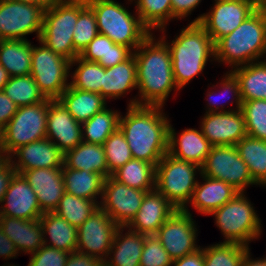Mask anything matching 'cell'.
I'll return each instance as SVG.
<instances>
[{
    "label": "cell",
    "mask_w": 266,
    "mask_h": 266,
    "mask_svg": "<svg viewBox=\"0 0 266 266\" xmlns=\"http://www.w3.org/2000/svg\"><path fill=\"white\" fill-rule=\"evenodd\" d=\"M209 12L200 14L198 22L215 43L233 32L257 7L248 0H214Z\"/></svg>",
    "instance_id": "14"
},
{
    "label": "cell",
    "mask_w": 266,
    "mask_h": 266,
    "mask_svg": "<svg viewBox=\"0 0 266 266\" xmlns=\"http://www.w3.org/2000/svg\"><path fill=\"white\" fill-rule=\"evenodd\" d=\"M10 76L6 69L0 64V91H3L4 86L8 82Z\"/></svg>",
    "instance_id": "57"
},
{
    "label": "cell",
    "mask_w": 266,
    "mask_h": 266,
    "mask_svg": "<svg viewBox=\"0 0 266 266\" xmlns=\"http://www.w3.org/2000/svg\"><path fill=\"white\" fill-rule=\"evenodd\" d=\"M109 176L132 159L130 147L123 132L118 128L103 144Z\"/></svg>",
    "instance_id": "44"
},
{
    "label": "cell",
    "mask_w": 266,
    "mask_h": 266,
    "mask_svg": "<svg viewBox=\"0 0 266 266\" xmlns=\"http://www.w3.org/2000/svg\"><path fill=\"white\" fill-rule=\"evenodd\" d=\"M215 62L231 69L266 58V10L257 8L233 32L214 43Z\"/></svg>",
    "instance_id": "4"
},
{
    "label": "cell",
    "mask_w": 266,
    "mask_h": 266,
    "mask_svg": "<svg viewBox=\"0 0 266 266\" xmlns=\"http://www.w3.org/2000/svg\"><path fill=\"white\" fill-rule=\"evenodd\" d=\"M133 89H137V68L134 54L115 66L103 67L102 96L106 100L120 99Z\"/></svg>",
    "instance_id": "27"
},
{
    "label": "cell",
    "mask_w": 266,
    "mask_h": 266,
    "mask_svg": "<svg viewBox=\"0 0 266 266\" xmlns=\"http://www.w3.org/2000/svg\"><path fill=\"white\" fill-rule=\"evenodd\" d=\"M151 33L133 52L137 68L138 95L128 106H165L172 90L180 91L174 79L169 47ZM138 96V97H137Z\"/></svg>",
    "instance_id": "1"
},
{
    "label": "cell",
    "mask_w": 266,
    "mask_h": 266,
    "mask_svg": "<svg viewBox=\"0 0 266 266\" xmlns=\"http://www.w3.org/2000/svg\"><path fill=\"white\" fill-rule=\"evenodd\" d=\"M250 248L246 251L240 266H266V257L263 256V258H256L252 259V254L250 252Z\"/></svg>",
    "instance_id": "55"
},
{
    "label": "cell",
    "mask_w": 266,
    "mask_h": 266,
    "mask_svg": "<svg viewBox=\"0 0 266 266\" xmlns=\"http://www.w3.org/2000/svg\"><path fill=\"white\" fill-rule=\"evenodd\" d=\"M121 112L105 108L82 123V140L103 145L106 139L119 128Z\"/></svg>",
    "instance_id": "37"
},
{
    "label": "cell",
    "mask_w": 266,
    "mask_h": 266,
    "mask_svg": "<svg viewBox=\"0 0 266 266\" xmlns=\"http://www.w3.org/2000/svg\"><path fill=\"white\" fill-rule=\"evenodd\" d=\"M98 207L99 204L94 200L76 197L65 192L54 212L78 228Z\"/></svg>",
    "instance_id": "41"
},
{
    "label": "cell",
    "mask_w": 266,
    "mask_h": 266,
    "mask_svg": "<svg viewBox=\"0 0 266 266\" xmlns=\"http://www.w3.org/2000/svg\"><path fill=\"white\" fill-rule=\"evenodd\" d=\"M222 77L223 78H222L220 83H217V85H215V86L212 85L213 89H215L216 87H219V89H221V90H217V91L215 90V92H214V90H212V88H211L210 90L208 89V91L206 93V96H207V98H206V100H207L206 105L207 106L206 107L207 108H206L205 113L228 112V111H233V110H241L243 101H242V97H241V91L239 88L238 80L235 78V76L229 70ZM216 92H218L219 95ZM225 93H226V95L231 94V97L233 98L234 101H230L229 97L227 100L230 101L231 104L234 102L236 108H233V109L228 108L226 110V108H224L225 107L224 104L218 105L220 102L218 100L220 99L222 94L225 95ZM215 95H218V96H216L217 98L214 97ZM224 98H226V97L224 96Z\"/></svg>",
    "instance_id": "43"
},
{
    "label": "cell",
    "mask_w": 266,
    "mask_h": 266,
    "mask_svg": "<svg viewBox=\"0 0 266 266\" xmlns=\"http://www.w3.org/2000/svg\"><path fill=\"white\" fill-rule=\"evenodd\" d=\"M201 167L179 160L166 153L156 165L155 189L174 207L184 209L190 202L199 181Z\"/></svg>",
    "instance_id": "8"
},
{
    "label": "cell",
    "mask_w": 266,
    "mask_h": 266,
    "mask_svg": "<svg viewBox=\"0 0 266 266\" xmlns=\"http://www.w3.org/2000/svg\"><path fill=\"white\" fill-rule=\"evenodd\" d=\"M44 9L12 0H0V40H28L26 35L35 32L39 40Z\"/></svg>",
    "instance_id": "12"
},
{
    "label": "cell",
    "mask_w": 266,
    "mask_h": 266,
    "mask_svg": "<svg viewBox=\"0 0 266 266\" xmlns=\"http://www.w3.org/2000/svg\"><path fill=\"white\" fill-rule=\"evenodd\" d=\"M140 266H172L173 259L155 235H146Z\"/></svg>",
    "instance_id": "47"
},
{
    "label": "cell",
    "mask_w": 266,
    "mask_h": 266,
    "mask_svg": "<svg viewBox=\"0 0 266 266\" xmlns=\"http://www.w3.org/2000/svg\"><path fill=\"white\" fill-rule=\"evenodd\" d=\"M146 192L126 186L109 176L105 178L99 206L118 226H127L136 216Z\"/></svg>",
    "instance_id": "16"
},
{
    "label": "cell",
    "mask_w": 266,
    "mask_h": 266,
    "mask_svg": "<svg viewBox=\"0 0 266 266\" xmlns=\"http://www.w3.org/2000/svg\"><path fill=\"white\" fill-rule=\"evenodd\" d=\"M248 249L246 245L226 242L205 246L204 266H240Z\"/></svg>",
    "instance_id": "42"
},
{
    "label": "cell",
    "mask_w": 266,
    "mask_h": 266,
    "mask_svg": "<svg viewBox=\"0 0 266 266\" xmlns=\"http://www.w3.org/2000/svg\"><path fill=\"white\" fill-rule=\"evenodd\" d=\"M0 205V216L30 220L43 215L36 193L19 173L12 177Z\"/></svg>",
    "instance_id": "18"
},
{
    "label": "cell",
    "mask_w": 266,
    "mask_h": 266,
    "mask_svg": "<svg viewBox=\"0 0 266 266\" xmlns=\"http://www.w3.org/2000/svg\"><path fill=\"white\" fill-rule=\"evenodd\" d=\"M132 54L133 51L129 47L116 44L106 35L98 33L79 57L86 61L98 62L104 68H108L124 62Z\"/></svg>",
    "instance_id": "31"
},
{
    "label": "cell",
    "mask_w": 266,
    "mask_h": 266,
    "mask_svg": "<svg viewBox=\"0 0 266 266\" xmlns=\"http://www.w3.org/2000/svg\"><path fill=\"white\" fill-rule=\"evenodd\" d=\"M159 31L164 33L159 37L169 47L174 79L179 90L203 72L207 61H215L214 42L198 22H190L170 43L166 38V29Z\"/></svg>",
    "instance_id": "3"
},
{
    "label": "cell",
    "mask_w": 266,
    "mask_h": 266,
    "mask_svg": "<svg viewBox=\"0 0 266 266\" xmlns=\"http://www.w3.org/2000/svg\"><path fill=\"white\" fill-rule=\"evenodd\" d=\"M32 43L29 40H0V64L10 77L30 75Z\"/></svg>",
    "instance_id": "34"
},
{
    "label": "cell",
    "mask_w": 266,
    "mask_h": 266,
    "mask_svg": "<svg viewBox=\"0 0 266 266\" xmlns=\"http://www.w3.org/2000/svg\"><path fill=\"white\" fill-rule=\"evenodd\" d=\"M0 228L20 253L32 254L44 245V235L39 219L26 220L0 216Z\"/></svg>",
    "instance_id": "24"
},
{
    "label": "cell",
    "mask_w": 266,
    "mask_h": 266,
    "mask_svg": "<svg viewBox=\"0 0 266 266\" xmlns=\"http://www.w3.org/2000/svg\"><path fill=\"white\" fill-rule=\"evenodd\" d=\"M204 182H197L189 204L196 212L210 215L212 212L229 202L239 192L228 183L200 174ZM203 183V184H202Z\"/></svg>",
    "instance_id": "25"
},
{
    "label": "cell",
    "mask_w": 266,
    "mask_h": 266,
    "mask_svg": "<svg viewBox=\"0 0 266 266\" xmlns=\"http://www.w3.org/2000/svg\"><path fill=\"white\" fill-rule=\"evenodd\" d=\"M160 106H127L119 128L130 147L132 158L155 166L168 153L170 119Z\"/></svg>",
    "instance_id": "2"
},
{
    "label": "cell",
    "mask_w": 266,
    "mask_h": 266,
    "mask_svg": "<svg viewBox=\"0 0 266 266\" xmlns=\"http://www.w3.org/2000/svg\"><path fill=\"white\" fill-rule=\"evenodd\" d=\"M18 106L4 93L0 91V130H2L14 114Z\"/></svg>",
    "instance_id": "51"
},
{
    "label": "cell",
    "mask_w": 266,
    "mask_h": 266,
    "mask_svg": "<svg viewBox=\"0 0 266 266\" xmlns=\"http://www.w3.org/2000/svg\"><path fill=\"white\" fill-rule=\"evenodd\" d=\"M58 100L80 124L107 107L106 99L99 93L76 89L71 85L61 94Z\"/></svg>",
    "instance_id": "28"
},
{
    "label": "cell",
    "mask_w": 266,
    "mask_h": 266,
    "mask_svg": "<svg viewBox=\"0 0 266 266\" xmlns=\"http://www.w3.org/2000/svg\"><path fill=\"white\" fill-rule=\"evenodd\" d=\"M111 176L126 186L149 192L155 189L156 166L132 158L124 166L115 170Z\"/></svg>",
    "instance_id": "36"
},
{
    "label": "cell",
    "mask_w": 266,
    "mask_h": 266,
    "mask_svg": "<svg viewBox=\"0 0 266 266\" xmlns=\"http://www.w3.org/2000/svg\"><path fill=\"white\" fill-rule=\"evenodd\" d=\"M93 10L100 34L114 43L129 47L133 52L152 33L140 20L116 0H86Z\"/></svg>",
    "instance_id": "5"
},
{
    "label": "cell",
    "mask_w": 266,
    "mask_h": 266,
    "mask_svg": "<svg viewBox=\"0 0 266 266\" xmlns=\"http://www.w3.org/2000/svg\"><path fill=\"white\" fill-rule=\"evenodd\" d=\"M247 135L266 141V100H250L242 103Z\"/></svg>",
    "instance_id": "45"
},
{
    "label": "cell",
    "mask_w": 266,
    "mask_h": 266,
    "mask_svg": "<svg viewBox=\"0 0 266 266\" xmlns=\"http://www.w3.org/2000/svg\"><path fill=\"white\" fill-rule=\"evenodd\" d=\"M124 230H127L125 234ZM145 237L146 235L132 231L126 226H119L108 257L103 262L104 266H140Z\"/></svg>",
    "instance_id": "26"
},
{
    "label": "cell",
    "mask_w": 266,
    "mask_h": 266,
    "mask_svg": "<svg viewBox=\"0 0 266 266\" xmlns=\"http://www.w3.org/2000/svg\"><path fill=\"white\" fill-rule=\"evenodd\" d=\"M21 174L36 193L41 211L54 212L65 193L62 168H36Z\"/></svg>",
    "instance_id": "21"
},
{
    "label": "cell",
    "mask_w": 266,
    "mask_h": 266,
    "mask_svg": "<svg viewBox=\"0 0 266 266\" xmlns=\"http://www.w3.org/2000/svg\"><path fill=\"white\" fill-rule=\"evenodd\" d=\"M176 210V207L154 189L145 193L136 216L126 227L140 234L155 235Z\"/></svg>",
    "instance_id": "22"
},
{
    "label": "cell",
    "mask_w": 266,
    "mask_h": 266,
    "mask_svg": "<svg viewBox=\"0 0 266 266\" xmlns=\"http://www.w3.org/2000/svg\"><path fill=\"white\" fill-rule=\"evenodd\" d=\"M135 2V11L141 22L152 32L154 30L167 29L172 21L171 0H128Z\"/></svg>",
    "instance_id": "39"
},
{
    "label": "cell",
    "mask_w": 266,
    "mask_h": 266,
    "mask_svg": "<svg viewBox=\"0 0 266 266\" xmlns=\"http://www.w3.org/2000/svg\"><path fill=\"white\" fill-rule=\"evenodd\" d=\"M65 266H104V263L99 258L74 251L69 253Z\"/></svg>",
    "instance_id": "52"
},
{
    "label": "cell",
    "mask_w": 266,
    "mask_h": 266,
    "mask_svg": "<svg viewBox=\"0 0 266 266\" xmlns=\"http://www.w3.org/2000/svg\"><path fill=\"white\" fill-rule=\"evenodd\" d=\"M20 252L14 245V243L3 233L0 228V258L4 260L13 259L16 256H19Z\"/></svg>",
    "instance_id": "54"
},
{
    "label": "cell",
    "mask_w": 266,
    "mask_h": 266,
    "mask_svg": "<svg viewBox=\"0 0 266 266\" xmlns=\"http://www.w3.org/2000/svg\"><path fill=\"white\" fill-rule=\"evenodd\" d=\"M202 0H171L172 20L184 19L191 15Z\"/></svg>",
    "instance_id": "49"
},
{
    "label": "cell",
    "mask_w": 266,
    "mask_h": 266,
    "mask_svg": "<svg viewBox=\"0 0 266 266\" xmlns=\"http://www.w3.org/2000/svg\"><path fill=\"white\" fill-rule=\"evenodd\" d=\"M252 2L257 8H265L266 0H248Z\"/></svg>",
    "instance_id": "58"
},
{
    "label": "cell",
    "mask_w": 266,
    "mask_h": 266,
    "mask_svg": "<svg viewBox=\"0 0 266 266\" xmlns=\"http://www.w3.org/2000/svg\"><path fill=\"white\" fill-rule=\"evenodd\" d=\"M8 158L19 174L26 170L62 168L64 165V153L48 138L23 145Z\"/></svg>",
    "instance_id": "20"
},
{
    "label": "cell",
    "mask_w": 266,
    "mask_h": 266,
    "mask_svg": "<svg viewBox=\"0 0 266 266\" xmlns=\"http://www.w3.org/2000/svg\"><path fill=\"white\" fill-rule=\"evenodd\" d=\"M235 146L253 181L266 187V141L247 135Z\"/></svg>",
    "instance_id": "35"
},
{
    "label": "cell",
    "mask_w": 266,
    "mask_h": 266,
    "mask_svg": "<svg viewBox=\"0 0 266 266\" xmlns=\"http://www.w3.org/2000/svg\"><path fill=\"white\" fill-rule=\"evenodd\" d=\"M98 33L96 16L93 10L87 5L79 13L78 21L73 30L74 49L80 54Z\"/></svg>",
    "instance_id": "46"
},
{
    "label": "cell",
    "mask_w": 266,
    "mask_h": 266,
    "mask_svg": "<svg viewBox=\"0 0 266 266\" xmlns=\"http://www.w3.org/2000/svg\"><path fill=\"white\" fill-rule=\"evenodd\" d=\"M16 173L10 159L7 157H2L0 159V204L4 198V194L7 191L9 183Z\"/></svg>",
    "instance_id": "50"
},
{
    "label": "cell",
    "mask_w": 266,
    "mask_h": 266,
    "mask_svg": "<svg viewBox=\"0 0 266 266\" xmlns=\"http://www.w3.org/2000/svg\"><path fill=\"white\" fill-rule=\"evenodd\" d=\"M65 192L76 197L87 200H94L98 204V199L102 197L105 177L99 173L86 170H76L62 168ZM98 198V199H97Z\"/></svg>",
    "instance_id": "32"
},
{
    "label": "cell",
    "mask_w": 266,
    "mask_h": 266,
    "mask_svg": "<svg viewBox=\"0 0 266 266\" xmlns=\"http://www.w3.org/2000/svg\"><path fill=\"white\" fill-rule=\"evenodd\" d=\"M12 1L35 5L43 8L46 11L56 0H12Z\"/></svg>",
    "instance_id": "56"
},
{
    "label": "cell",
    "mask_w": 266,
    "mask_h": 266,
    "mask_svg": "<svg viewBox=\"0 0 266 266\" xmlns=\"http://www.w3.org/2000/svg\"><path fill=\"white\" fill-rule=\"evenodd\" d=\"M197 225L190 209H177L159 228L155 236L170 257L175 260L196 252Z\"/></svg>",
    "instance_id": "13"
},
{
    "label": "cell",
    "mask_w": 266,
    "mask_h": 266,
    "mask_svg": "<svg viewBox=\"0 0 266 266\" xmlns=\"http://www.w3.org/2000/svg\"><path fill=\"white\" fill-rule=\"evenodd\" d=\"M238 80L242 101L266 100V60L251 62L230 70Z\"/></svg>",
    "instance_id": "33"
},
{
    "label": "cell",
    "mask_w": 266,
    "mask_h": 266,
    "mask_svg": "<svg viewBox=\"0 0 266 266\" xmlns=\"http://www.w3.org/2000/svg\"><path fill=\"white\" fill-rule=\"evenodd\" d=\"M39 220L42 225L45 245L68 253L76 251L77 227L72 226L55 212H44ZM47 235H49V240Z\"/></svg>",
    "instance_id": "30"
},
{
    "label": "cell",
    "mask_w": 266,
    "mask_h": 266,
    "mask_svg": "<svg viewBox=\"0 0 266 266\" xmlns=\"http://www.w3.org/2000/svg\"><path fill=\"white\" fill-rule=\"evenodd\" d=\"M118 227L99 206L78 227L76 251L99 258L104 262L108 257Z\"/></svg>",
    "instance_id": "15"
},
{
    "label": "cell",
    "mask_w": 266,
    "mask_h": 266,
    "mask_svg": "<svg viewBox=\"0 0 266 266\" xmlns=\"http://www.w3.org/2000/svg\"><path fill=\"white\" fill-rule=\"evenodd\" d=\"M31 255L27 266H65L69 253L44 244Z\"/></svg>",
    "instance_id": "48"
},
{
    "label": "cell",
    "mask_w": 266,
    "mask_h": 266,
    "mask_svg": "<svg viewBox=\"0 0 266 266\" xmlns=\"http://www.w3.org/2000/svg\"><path fill=\"white\" fill-rule=\"evenodd\" d=\"M70 63L40 41L39 46L32 45L30 75L46 98L58 99L68 88Z\"/></svg>",
    "instance_id": "10"
},
{
    "label": "cell",
    "mask_w": 266,
    "mask_h": 266,
    "mask_svg": "<svg viewBox=\"0 0 266 266\" xmlns=\"http://www.w3.org/2000/svg\"><path fill=\"white\" fill-rule=\"evenodd\" d=\"M172 266H204L203 247L194 253L173 260Z\"/></svg>",
    "instance_id": "53"
},
{
    "label": "cell",
    "mask_w": 266,
    "mask_h": 266,
    "mask_svg": "<svg viewBox=\"0 0 266 266\" xmlns=\"http://www.w3.org/2000/svg\"><path fill=\"white\" fill-rule=\"evenodd\" d=\"M49 100L18 107L1 130V154L9 157L16 149L46 138Z\"/></svg>",
    "instance_id": "9"
},
{
    "label": "cell",
    "mask_w": 266,
    "mask_h": 266,
    "mask_svg": "<svg viewBox=\"0 0 266 266\" xmlns=\"http://www.w3.org/2000/svg\"><path fill=\"white\" fill-rule=\"evenodd\" d=\"M245 192H239L229 202L210 214L215 217L216 227L221 230L223 242L249 247L251 241L262 234L261 220Z\"/></svg>",
    "instance_id": "7"
},
{
    "label": "cell",
    "mask_w": 266,
    "mask_h": 266,
    "mask_svg": "<svg viewBox=\"0 0 266 266\" xmlns=\"http://www.w3.org/2000/svg\"><path fill=\"white\" fill-rule=\"evenodd\" d=\"M62 168L86 170L109 177L104 146L82 141L75 148L64 153Z\"/></svg>",
    "instance_id": "29"
},
{
    "label": "cell",
    "mask_w": 266,
    "mask_h": 266,
    "mask_svg": "<svg viewBox=\"0 0 266 266\" xmlns=\"http://www.w3.org/2000/svg\"><path fill=\"white\" fill-rule=\"evenodd\" d=\"M0 150H1V130H0Z\"/></svg>",
    "instance_id": "59"
},
{
    "label": "cell",
    "mask_w": 266,
    "mask_h": 266,
    "mask_svg": "<svg viewBox=\"0 0 266 266\" xmlns=\"http://www.w3.org/2000/svg\"><path fill=\"white\" fill-rule=\"evenodd\" d=\"M86 6V0H56L44 11L43 28L38 41L69 61L74 60L79 53L73 46V30L79 13Z\"/></svg>",
    "instance_id": "6"
},
{
    "label": "cell",
    "mask_w": 266,
    "mask_h": 266,
    "mask_svg": "<svg viewBox=\"0 0 266 266\" xmlns=\"http://www.w3.org/2000/svg\"><path fill=\"white\" fill-rule=\"evenodd\" d=\"M3 91L18 107L49 100L39 90L31 75L10 77Z\"/></svg>",
    "instance_id": "40"
},
{
    "label": "cell",
    "mask_w": 266,
    "mask_h": 266,
    "mask_svg": "<svg viewBox=\"0 0 266 266\" xmlns=\"http://www.w3.org/2000/svg\"><path fill=\"white\" fill-rule=\"evenodd\" d=\"M173 125L169 126L168 153L173 157L202 166L212 145L201 129L186 128L176 136Z\"/></svg>",
    "instance_id": "23"
},
{
    "label": "cell",
    "mask_w": 266,
    "mask_h": 266,
    "mask_svg": "<svg viewBox=\"0 0 266 266\" xmlns=\"http://www.w3.org/2000/svg\"><path fill=\"white\" fill-rule=\"evenodd\" d=\"M200 123L199 129L212 146H235L247 136L241 110L205 113Z\"/></svg>",
    "instance_id": "17"
},
{
    "label": "cell",
    "mask_w": 266,
    "mask_h": 266,
    "mask_svg": "<svg viewBox=\"0 0 266 266\" xmlns=\"http://www.w3.org/2000/svg\"><path fill=\"white\" fill-rule=\"evenodd\" d=\"M201 174L222 180L238 192H245L250 185H257L246 163L240 158L236 146H212L201 166Z\"/></svg>",
    "instance_id": "11"
},
{
    "label": "cell",
    "mask_w": 266,
    "mask_h": 266,
    "mask_svg": "<svg viewBox=\"0 0 266 266\" xmlns=\"http://www.w3.org/2000/svg\"><path fill=\"white\" fill-rule=\"evenodd\" d=\"M46 138L63 153L75 148L83 141L81 124L58 99H49Z\"/></svg>",
    "instance_id": "19"
},
{
    "label": "cell",
    "mask_w": 266,
    "mask_h": 266,
    "mask_svg": "<svg viewBox=\"0 0 266 266\" xmlns=\"http://www.w3.org/2000/svg\"><path fill=\"white\" fill-rule=\"evenodd\" d=\"M76 66L74 72H70V85L73 88L99 93L102 96L103 66L98 62H90L77 56L70 63V70Z\"/></svg>",
    "instance_id": "38"
}]
</instances>
